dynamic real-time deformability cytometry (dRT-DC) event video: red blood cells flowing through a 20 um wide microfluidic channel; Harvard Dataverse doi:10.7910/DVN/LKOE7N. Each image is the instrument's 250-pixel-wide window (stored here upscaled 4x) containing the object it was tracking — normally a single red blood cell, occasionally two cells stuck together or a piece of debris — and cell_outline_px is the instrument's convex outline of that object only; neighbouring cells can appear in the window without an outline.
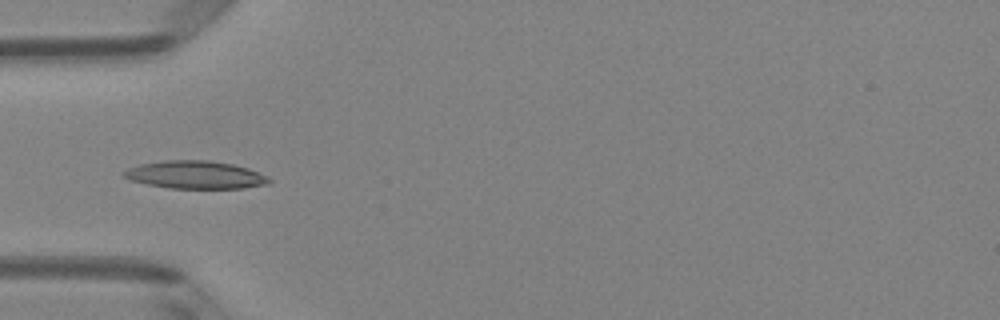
{"species": "Egyptian fruit bat (a non-hibernating species)", "species_latin": "Rousettus aegyptiacus", "temperature_condition": "room temperature", "stored_images_in_passage": 4, "camera_frame_rate_fps": 3000, "um_per_image_px": 0.085, "animal": {"sex": "female"}, "frame": {"image": 1, "passage_image": 4, "time_ms": 1.0, "image_size_px": [1000, 320], "cell_outline_px": [[272, 180], [268, 184], [244, 188], [168, 188], [128, 180], [120, 176], [120, 172], [128, 168], [140, 164], [164, 160], [208, 160], [232, 164], [248, 168], [268, 176]], "centroid_in_image_um": [16.56, 14.86], "position_along_channel_um": 68.4, "area_um2": 23.76}}